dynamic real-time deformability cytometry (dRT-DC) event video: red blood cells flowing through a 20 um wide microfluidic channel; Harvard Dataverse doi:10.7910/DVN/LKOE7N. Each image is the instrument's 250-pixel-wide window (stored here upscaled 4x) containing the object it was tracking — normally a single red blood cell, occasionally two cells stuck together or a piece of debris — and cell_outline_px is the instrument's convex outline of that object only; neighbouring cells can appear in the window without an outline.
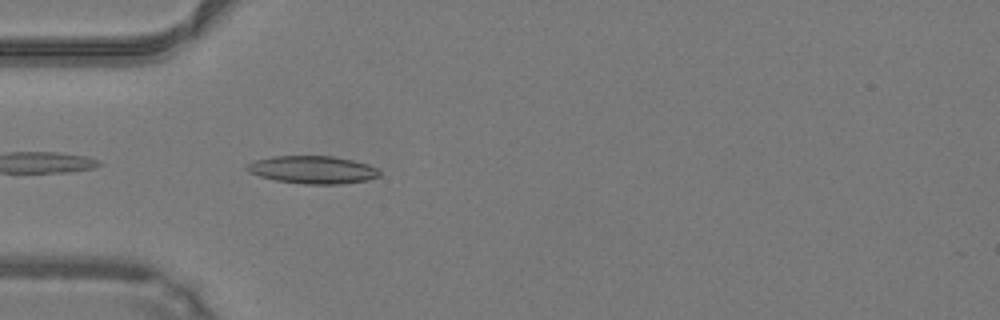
{"species": "common noctule bat (a hibernating species)", "species_latin": "Nyctalus noctula", "temperature_condition": "warm", "stored_images_in_passage": 5, "camera_frame_rate_fps": 3000, "um_per_image_px": 0.085, "animal": {"sex": "male", "body_mass_g": 19.2, "forearm_length_mm": 51.8}, "frame": {"image": 1, "passage_image": 2, "time_ms": 0.333, "image_size_px": [1000, 320], "cell_outline_px": [[380, 176], [368, 180], [340, 184], [304, 184], [276, 180], [260, 176], [248, 172], [244, 168], [248, 164], [256, 160], [272, 156], [332, 156], [352, 160], [368, 164], [376, 168], [380, 172]], "centroid_in_image_um": [26.58, 14.43], "position_along_channel_um": 58.4, "area_um2": 21.39}}